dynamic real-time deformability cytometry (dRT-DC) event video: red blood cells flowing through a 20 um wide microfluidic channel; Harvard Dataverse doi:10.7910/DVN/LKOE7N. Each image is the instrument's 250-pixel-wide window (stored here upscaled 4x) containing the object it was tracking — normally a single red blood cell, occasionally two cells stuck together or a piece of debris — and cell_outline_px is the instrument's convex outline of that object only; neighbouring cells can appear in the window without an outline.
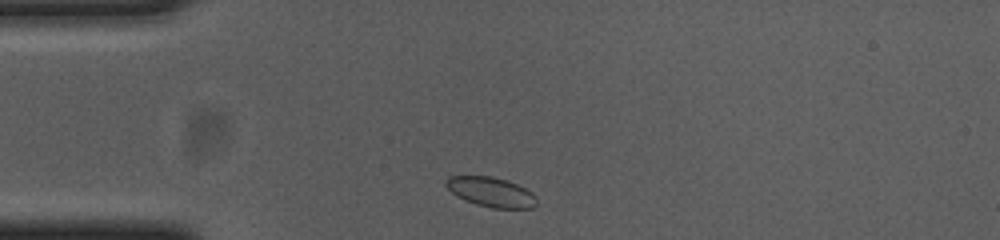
{"species": "common noctule bat (a hibernating species)", "species_latin": "Nyctalus noctula", "temperature_condition": "cold", "stored_images_in_passage": 34, "camera_frame_rate_fps": 3000, "um_per_image_px": 0.085, "animal": {"sex": "female", "body_mass_g": 23.0, "forearm_length_mm": 53.4}, "frame": {"image": 1, "passage_image": 2, "time_ms": 0.333, "image_size_px": [1000, 240], "cell_outline_px": [[536, 204], [532, 208], [492, 208], [476, 204], [464, 200], [456, 196], [444, 184], [444, 180], [448, 176], [492, 176], [508, 180], [532, 192], [536, 196]], "centroid_in_image_um": [41.71, 16.31], "position_along_channel_um": 43.3, "area_um2": 15.78}}
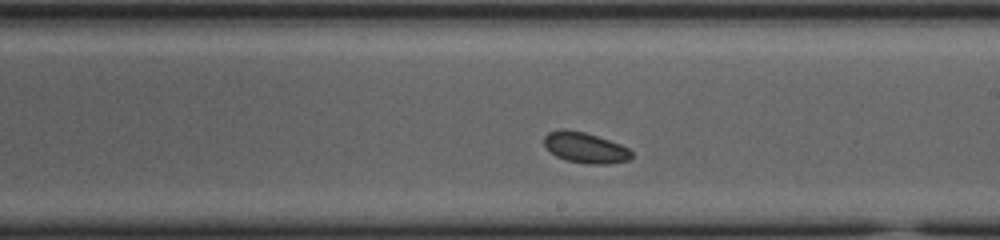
{"frame": {"image": 2, "passage_image": 20, "time_ms": 6.333, "image_size_px": [1000, 240], "cell_outline_px": [[632, 156], [628, 160], [608, 164], [588, 164], [568, 160], [556, 156], [544, 144], [544, 136], [548, 132], [564, 128], [584, 132], [620, 144], [628, 148], [632, 152]], "centroid_in_image_um": [49.74, 12.54], "position_along_channel_um": 239.3, "area_um2": 15.43}}
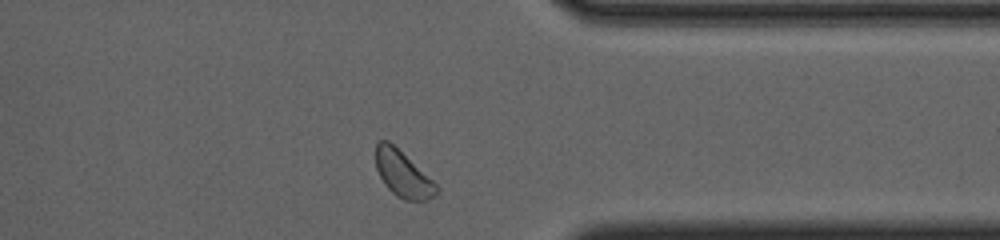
{"frame": {"image": 3, "passage_image": 32, "time_ms": 10.333, "image_size_px": [1000, 240], "cell_outline_px": [[440, 188], [428, 200], [404, 200], [396, 196], [384, 184], [376, 168], [376, 144], [380, 140], [388, 140], [432, 180]], "centroid_in_image_um": [34.22, 14.8], "position_along_channel_um": 377.2, "area_um2": 15.9}, "authors_computed_cell_mechanics": {"area_um2": 15.7794, "velocity_mm_per_s": 3.6182, "shape_relaxation_time_tau1_ms": 2.654, "shape_relaxation_time_tau2_ms": null, "deformation_change_tau1": 0.0295, "deformation_change_tau2": null}}